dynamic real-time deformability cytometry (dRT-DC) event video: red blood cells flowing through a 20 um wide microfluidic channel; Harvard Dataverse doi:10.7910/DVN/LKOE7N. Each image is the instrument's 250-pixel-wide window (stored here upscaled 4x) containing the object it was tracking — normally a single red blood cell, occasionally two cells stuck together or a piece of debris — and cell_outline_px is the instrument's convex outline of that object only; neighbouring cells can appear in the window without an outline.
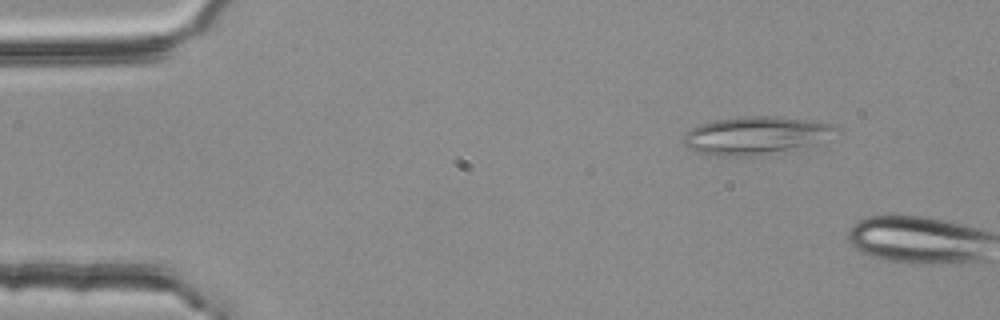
{"species": "common noctule bat (a hibernating species)", "species_latin": "Nyctalus noctula", "temperature_condition": "room temperature", "stored_images_in_passage": 8, "camera_frame_rate_fps": 3000, "um_per_image_px": 0.085, "animal": {"sex": "female", "body_mass_g": 25.1}, "frame": {"image": 1, "passage_image": 6, "time_ms": 1.667, "image_size_px": [1000, 320], "cell_outline_px": [[840, 132], [820, 144], [756, 156], [720, 156], [696, 152], [688, 148], [684, 144], [684, 132], [700, 124], [712, 120], [744, 116], [776, 116], [832, 124], [840, 128]], "centroid_in_image_um": [64.28, 11.52], "position_along_channel_um": 20.7, "area_um2": 34.16}}